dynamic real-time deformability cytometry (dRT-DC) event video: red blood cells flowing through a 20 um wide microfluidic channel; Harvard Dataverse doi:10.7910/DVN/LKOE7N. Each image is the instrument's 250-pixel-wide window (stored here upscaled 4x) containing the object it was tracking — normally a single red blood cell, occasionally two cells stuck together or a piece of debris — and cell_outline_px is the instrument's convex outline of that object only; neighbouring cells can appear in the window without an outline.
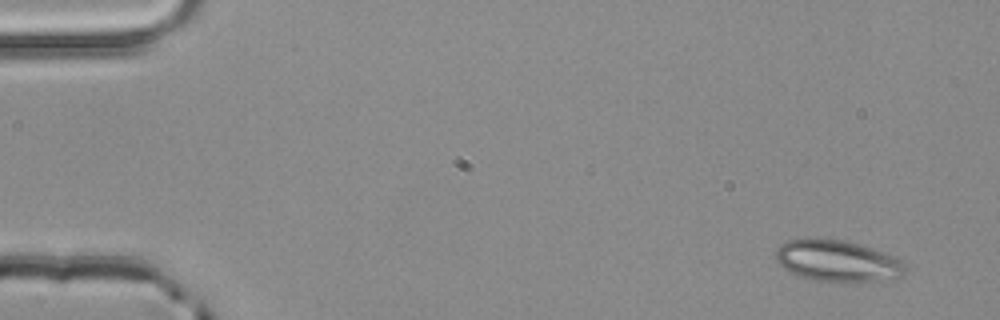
{"species": "common noctule bat (a hibernating species)", "species_latin": "Nyctalus noctula", "temperature_condition": "room temperature", "stored_images_in_passage": 4, "camera_frame_rate_fps": 3000, "um_per_image_px": 0.085, "animal": {"sex": "male", "body_mass_g": 20.4}, "frame": {"image": 1, "passage_image": 1, "time_ms": 0.0, "image_size_px": [1000, 320], "cell_outline_px": [[904, 276], [896, 280], [816, 280], [800, 276], [784, 268], [776, 260], [776, 252], [780, 244], [788, 240], [804, 236], [812, 236], [840, 240], [860, 244], [884, 252], [900, 260], [904, 264]], "centroid_in_image_um": [71.16, 22.13], "position_along_channel_um": 13.8, "area_um2": 31.15}}